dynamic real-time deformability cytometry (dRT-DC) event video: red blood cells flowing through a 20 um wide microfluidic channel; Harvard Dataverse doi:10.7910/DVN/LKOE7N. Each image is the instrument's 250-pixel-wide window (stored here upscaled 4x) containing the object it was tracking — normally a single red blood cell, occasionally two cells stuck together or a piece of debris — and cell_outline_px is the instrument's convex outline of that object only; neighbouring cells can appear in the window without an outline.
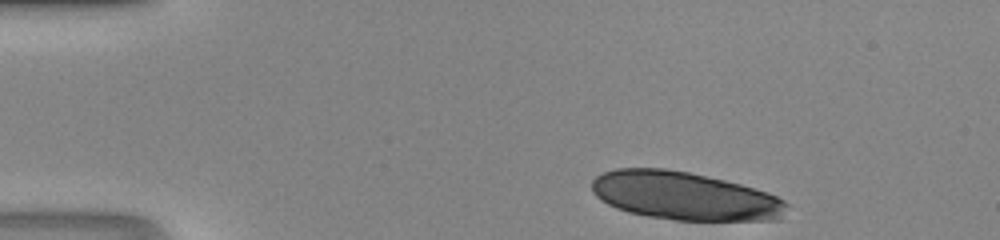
{"species": "human", "species_latin": "Homo sapiens", "temperature_condition": "room temperature", "stored_images_in_passage": 40, "camera_frame_rate_fps": 3000, "um_per_image_px": 0.085, "donor": {"sex": "male"}, "frame": {"image": 1, "passage_image": 1, "time_ms": 0.0, "image_size_px": [1000, 240], "cell_outline_px": [[788, 204], [780, 220], [676, 220], [648, 216], [628, 212], [616, 208], [600, 200], [592, 192], [592, 180], [596, 176], [604, 172], [616, 168], [664, 168], [688, 172], [724, 180], [740, 184], [768, 192], [784, 200]], "centroid_in_image_um": [58.17, 16.65], "position_along_channel_um": 26.8, "area_um2": 54.68}}
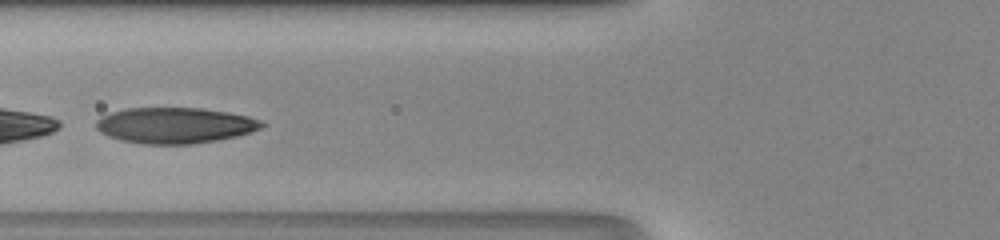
{"frame": {"image": 2, "passage_image": 13, "time_ms": 4.0, "image_size_px": [1000, 240], "cell_outline_px": [[268, 124], [260, 128], [236, 136], [216, 140], [192, 144], [140, 144], [120, 140], [108, 136], [100, 132], [96, 128], [96, 120], [100, 116], [112, 112], [128, 108], [200, 108], [228, 112], [248, 116], [260, 120]], "centroid_in_image_um": [14.84, 10.66], "position_along_channel_um": 111.0, "area_um2": 34.62}}
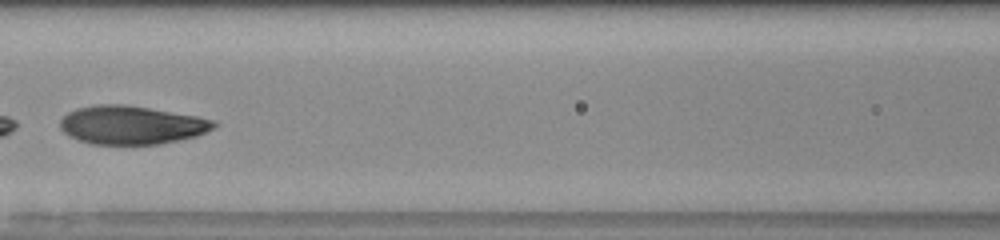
{"frame": {"image": 3, "passage_image": 16, "time_ms": 5.0, "image_size_px": [1000, 240], "cell_outline_px": [[220, 124], [216, 128], [196, 136], [180, 140], [160, 144], [92, 144], [68, 136], [60, 128], [60, 120], [68, 112], [76, 108], [96, 104], [128, 104], [196, 116], [216, 120]], "centroid_in_image_um": [11.21, 10.62], "position_along_channel_um": 155.4, "area_um2": 34.8}}